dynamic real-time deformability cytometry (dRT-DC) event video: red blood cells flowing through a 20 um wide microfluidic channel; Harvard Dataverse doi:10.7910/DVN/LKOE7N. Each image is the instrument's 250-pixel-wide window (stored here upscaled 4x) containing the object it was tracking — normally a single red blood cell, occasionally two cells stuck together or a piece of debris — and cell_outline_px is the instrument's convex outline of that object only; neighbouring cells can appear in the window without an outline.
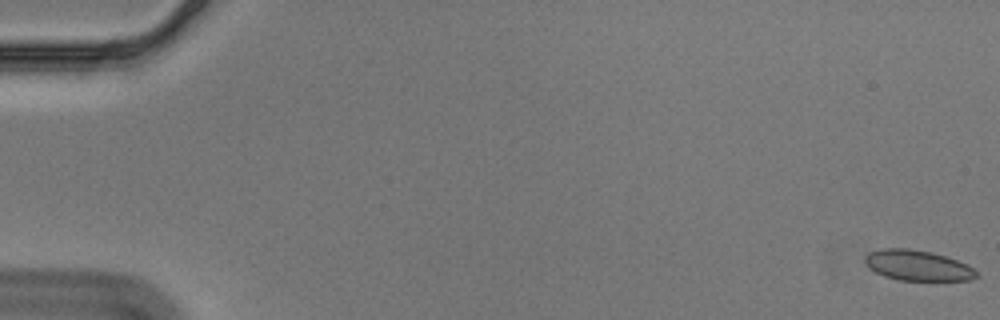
{"species": "Egyptian fruit bat (a non-hibernating species)", "species_latin": "Rousettus aegyptiacus", "temperature_condition": "cold", "stored_images_in_passage": 57, "camera_frame_rate_fps": 3000, "um_per_image_px": 0.085, "animal": {"sex": "male"}, "frame": {"image": 1, "passage_image": 1, "time_ms": 0.0, "image_size_px": [1000, 320], "cell_outline_px": [[980, 276], [972, 280], [900, 280], [884, 276], [868, 268], [864, 260], [864, 256], [868, 252], [884, 248], [908, 248], [932, 252], [956, 260], [972, 268]], "centroid_in_image_um": [77.96, 22.56], "position_along_channel_um": 7.0, "area_um2": 19.71}}
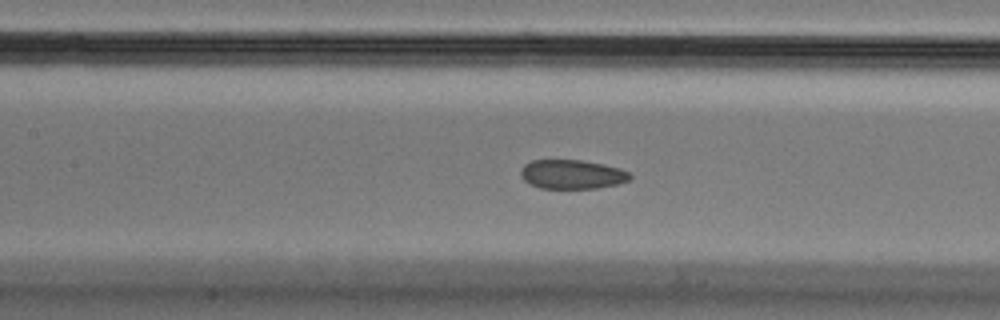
{"frame": {"image": 2, "passage_image": 27, "time_ms": 8.667, "image_size_px": [1000, 320], "cell_outline_px": [[632, 176], [628, 180], [616, 184], [596, 188], [540, 188], [524, 180], [520, 176], [520, 168], [524, 164], [532, 160], [580, 160], [604, 164], [620, 168], [628, 172]], "centroid_in_image_um": [48.59, 14.81], "position_along_channel_um": 158.8, "area_um2": 18.5}}
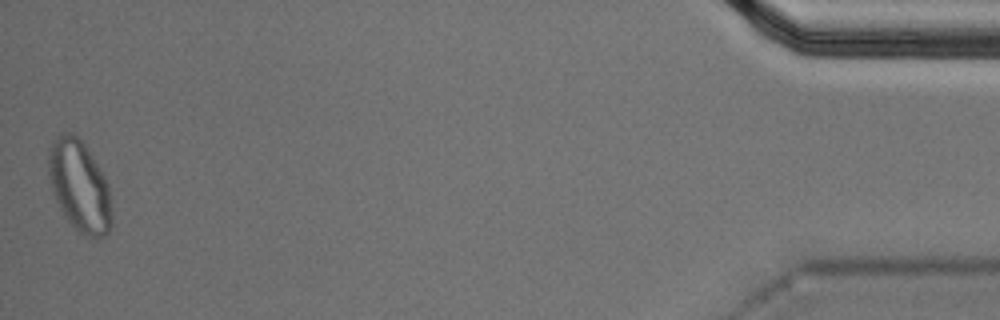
{"frame": {"image": 3, "passage_image": 57, "time_ms": 18.667, "image_size_px": [1000, 320], "cell_outline_px": [[112, 228], [104, 236], [96, 240], [84, 236], [76, 232], [64, 216], [52, 192], [48, 172], [48, 148], [52, 140], [60, 132], [72, 132], [84, 144], [104, 176], [108, 184], [112, 216]], "centroid_in_image_um": [6.74, 15.86], "position_along_channel_um": 428.5, "area_um2": 34.16}, "authors_computed_cell_mechanics": {"area_um2": 20.1722, "velocity_mm_per_s": 3.5532, "shape_relaxation_time_tau1_ms": null, "shape_relaxation_time_tau2_ms": 2.1318, "deformation_change_tau1": null, "deformation_change_tau2": 0.0508}}